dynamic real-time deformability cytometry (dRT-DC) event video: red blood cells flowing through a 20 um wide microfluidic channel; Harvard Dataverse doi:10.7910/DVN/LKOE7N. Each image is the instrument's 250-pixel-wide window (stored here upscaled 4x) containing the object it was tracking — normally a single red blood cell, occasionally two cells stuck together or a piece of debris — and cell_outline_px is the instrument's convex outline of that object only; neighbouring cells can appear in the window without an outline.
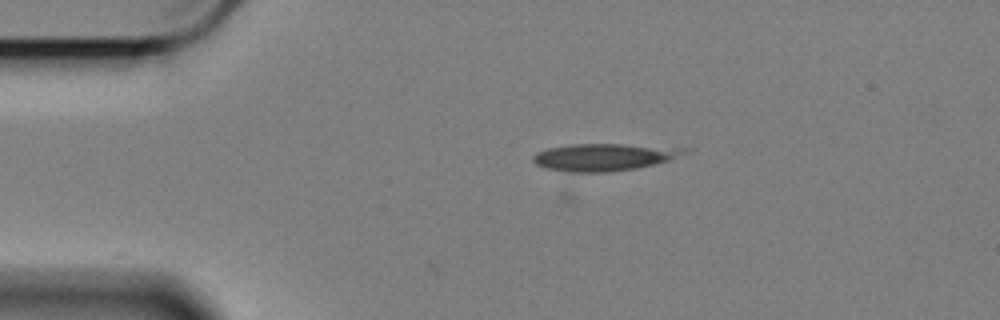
{"species": "Egyptian fruit bat (a non-hibernating species)", "species_latin": "Rousettus aegyptiacus", "temperature_condition": "cold", "stored_images_in_passage": 39, "camera_frame_rate_fps": 3000, "um_per_image_px": 0.085, "animal": {"sex": "female"}, "frame": {"image": 1, "passage_image": 6, "time_ms": 1.667, "image_size_px": [1000, 320], "cell_outline_px": [[688, 152], [668, 160], [636, 168], [604, 172], [572, 172], [548, 168], [536, 164], [532, 160], [532, 156], [536, 152], [548, 148], [572, 144], [620, 144], [688, 148]], "centroid_in_image_um": [51.31, 13.34], "position_along_channel_um": 33.7, "area_um2": 23.64}}
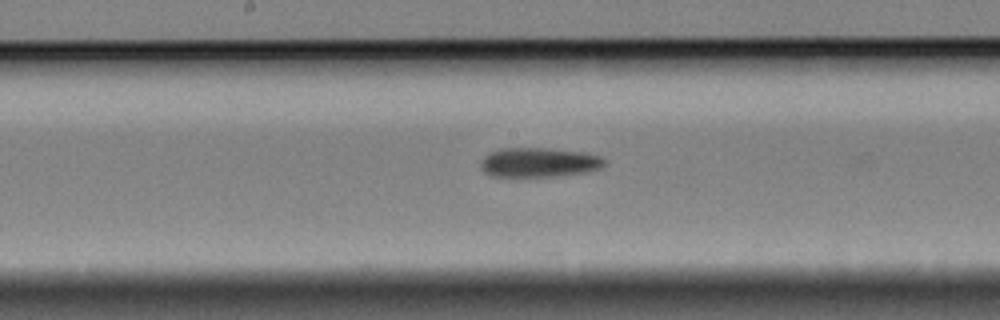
{"frame": {"image": 2, "passage_image": 24, "time_ms": 7.667, "image_size_px": [1000, 320], "cell_outline_px": [[608, 164], [600, 168], [588, 172], [560, 176], [520, 180], [512, 180], [492, 176], [484, 172], [480, 168], [480, 160], [488, 152], [500, 148], [548, 148], [584, 152], [600, 156], [608, 160]], "centroid_in_image_um": [45.76, 13.86], "position_along_channel_um": 202.4, "area_um2": 22.77}}
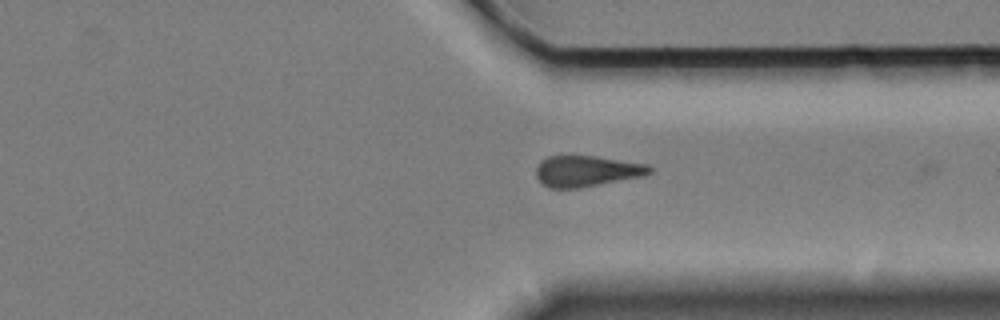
{"frame": {"image": 3, "passage_image": 38, "time_ms": 12.333, "image_size_px": [1000, 320], "cell_outline_px": [[652, 172], [644, 176], [580, 188], [548, 188], [536, 176], [536, 168], [540, 160], [548, 156], [596, 156], [648, 164], [652, 168]], "centroid_in_image_um": [49.88, 14.54], "position_along_channel_um": 361.5, "area_um2": 20.58}}